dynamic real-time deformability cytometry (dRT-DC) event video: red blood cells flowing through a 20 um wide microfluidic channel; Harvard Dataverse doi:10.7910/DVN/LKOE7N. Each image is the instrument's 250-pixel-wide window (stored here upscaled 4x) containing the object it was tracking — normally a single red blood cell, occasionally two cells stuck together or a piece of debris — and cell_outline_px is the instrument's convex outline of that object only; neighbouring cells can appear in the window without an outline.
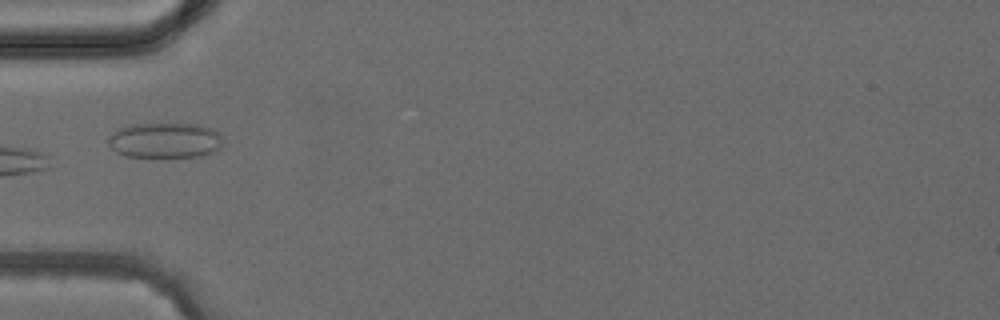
{"species": "common noctule bat (a hibernating species)", "species_latin": "Nyctalus noctula", "temperature_condition": "cold", "stored_images_in_passage": 4, "camera_frame_rate_fps": 3000, "um_per_image_px": 0.085, "animal": {"sex": "female", "body_mass_g": 24.6, "forearm_length_mm": 56.2}, "frame": {"image": 1, "passage_image": 4, "time_ms": 4.333, "image_size_px": [1000, 320], "cell_outline_px": [[224, 136], [220, 148], [216, 152], [204, 156], [124, 156], [116, 152], [108, 144], [108, 136], [116, 128], [128, 124], [200, 124], [212, 128], [220, 132]], "centroid_in_image_um": [14.05, 11.91], "position_along_channel_um": 70.9, "area_um2": 24.04}}